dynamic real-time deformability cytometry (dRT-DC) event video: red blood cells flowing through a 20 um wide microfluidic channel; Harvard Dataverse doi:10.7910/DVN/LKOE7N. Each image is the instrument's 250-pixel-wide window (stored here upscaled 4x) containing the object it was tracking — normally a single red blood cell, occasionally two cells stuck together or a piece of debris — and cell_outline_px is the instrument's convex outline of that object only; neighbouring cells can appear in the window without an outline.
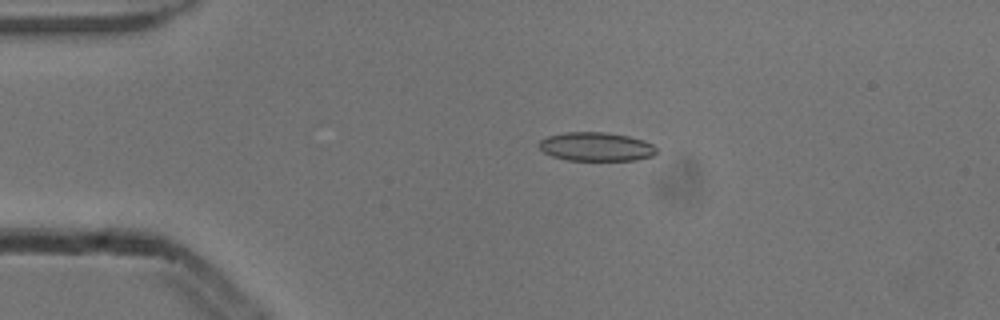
{"species": "common noctule bat (a hibernating species)", "species_latin": "Nyctalus noctula", "temperature_condition": "cold", "stored_images_in_passage": 4, "camera_frame_rate_fps": 3000, "um_per_image_px": 0.085, "animal": {"sex": "male", "body_mass_g": 13.3}, "frame": {"image": 1, "passage_image": 3, "time_ms": 0.667, "image_size_px": [1000, 320], "cell_outline_px": [[656, 152], [652, 156], [636, 160], [568, 160], [552, 156], [544, 152], [536, 144], [540, 140], [548, 136], [564, 132], [604, 132], [628, 136], [644, 140], [652, 144], [656, 148]], "centroid_in_image_um": [50.65, 12.46], "position_along_channel_um": 34.4, "area_um2": 19.71}}